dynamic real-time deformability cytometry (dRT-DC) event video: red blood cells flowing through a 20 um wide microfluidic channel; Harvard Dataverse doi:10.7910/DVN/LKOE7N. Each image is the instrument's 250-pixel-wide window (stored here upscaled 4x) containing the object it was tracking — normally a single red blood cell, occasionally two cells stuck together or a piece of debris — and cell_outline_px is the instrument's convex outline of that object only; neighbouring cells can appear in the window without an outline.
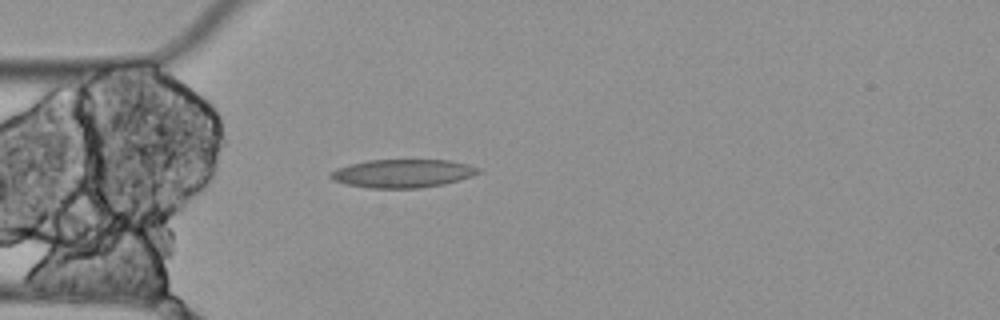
{"species": "Egyptian fruit bat (a non-hibernating species)", "species_latin": "Rousettus aegyptiacus", "temperature_condition": "cold", "stored_images_in_passage": 2, "camera_frame_rate_fps": 3000, "um_per_image_px": 0.085, "animal": {"sex": "female"}, "frame": {"image": 1, "passage_image": 2, "time_ms": 0.333, "image_size_px": [1000, 320], "cell_outline_px": [[484, 172], [472, 176], [444, 184], [420, 188], [368, 188], [344, 184], [332, 180], [328, 176], [328, 172], [336, 168], [348, 164], [368, 160], [448, 160], [468, 164], [480, 168]], "centroid_in_image_um": [34.19, 14.74], "position_along_channel_um": 50.8, "area_um2": 24.74}}